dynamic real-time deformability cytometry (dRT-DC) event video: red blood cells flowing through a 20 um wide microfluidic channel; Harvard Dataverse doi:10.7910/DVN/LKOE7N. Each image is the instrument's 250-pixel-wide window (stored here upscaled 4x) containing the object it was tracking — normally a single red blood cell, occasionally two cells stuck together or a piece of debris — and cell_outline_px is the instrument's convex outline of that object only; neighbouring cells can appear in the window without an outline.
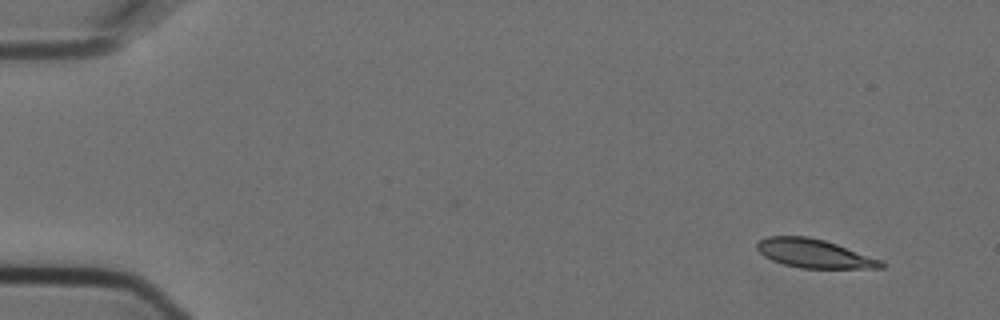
{"species": "Egyptian fruit bat (a non-hibernating species)", "species_latin": "Rousettus aegyptiacus", "temperature_condition": "cold", "stored_images_in_passage": 5, "camera_frame_rate_fps": 3000, "um_per_image_px": 0.085, "animal": {"sex": "female"}, "frame": {"image": 1, "passage_image": 1, "time_ms": 0.0, "image_size_px": [1000, 320], "cell_outline_px": [[884, 268], [800, 268], [784, 264], [772, 260], [764, 256], [756, 248], [756, 244], [764, 236], [808, 236], [824, 240], [836, 244], [880, 260], [884, 264]], "centroid_in_image_um": [69.14, 21.54], "position_along_channel_um": 15.9, "area_um2": 20.52}}